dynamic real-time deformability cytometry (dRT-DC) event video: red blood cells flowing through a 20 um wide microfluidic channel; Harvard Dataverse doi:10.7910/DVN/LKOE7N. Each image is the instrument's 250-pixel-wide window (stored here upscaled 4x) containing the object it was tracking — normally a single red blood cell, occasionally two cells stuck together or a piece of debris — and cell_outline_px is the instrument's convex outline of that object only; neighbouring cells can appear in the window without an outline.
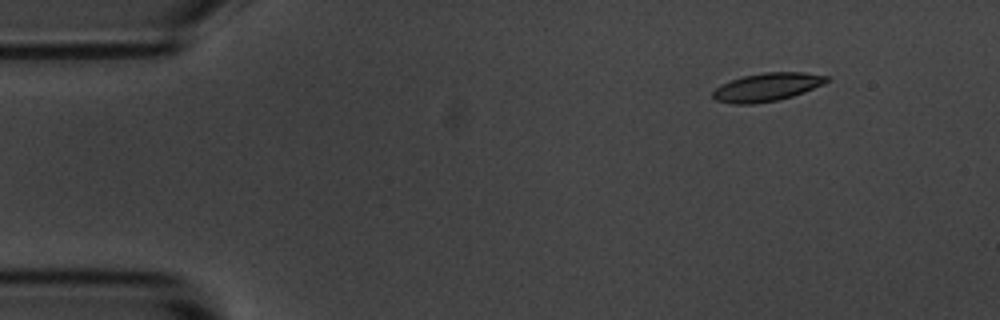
{"species": "common noctule bat (a hibernating species)", "species_latin": "Nyctalus noctula", "temperature_condition": "room temperature", "stored_images_in_passage": 5, "camera_frame_rate_fps": 3000, "um_per_image_px": 0.085, "animal": {"sex": "male", "body_mass_g": 20.1, "forearm_length_mm": 53.5}, "frame": {"image": 1, "passage_image": 1, "time_ms": 0.0, "image_size_px": [1000, 320], "cell_outline_px": [[828, 80], [824, 84], [804, 92], [792, 96], [776, 100], [752, 104], [732, 104], [716, 100], [712, 96], [712, 92], [720, 84], [744, 76], [764, 72], [804, 72], [828, 76]], "centroid_in_image_um": [65.18, 7.4], "position_along_channel_um": 19.8, "area_um2": 18.61}}
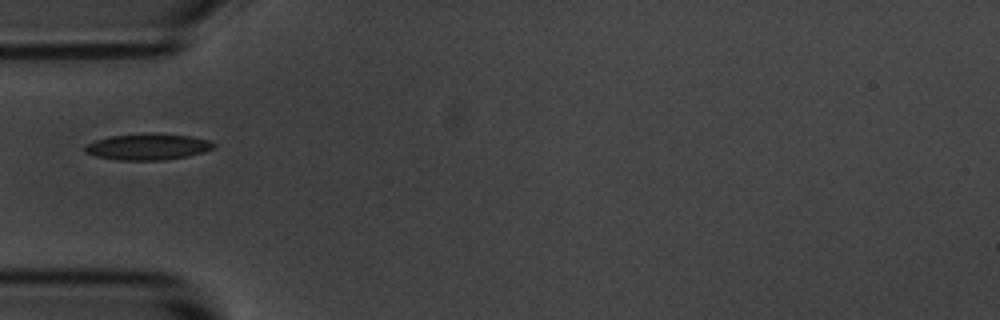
{"frame": {"image": 2, "passage_image": 4, "time_ms": 3.667, "image_size_px": [1000, 320], "cell_outline_px": [[216, 148], [204, 152], [188, 156], [168, 160], [116, 160], [96, 156], [84, 152], [84, 144], [96, 140], [112, 136], [152, 132], [192, 136], [208, 140], [216, 144]], "centroid_in_image_um": [12.59, 12.47], "position_along_channel_um": 72.4, "area_um2": 20.06}}